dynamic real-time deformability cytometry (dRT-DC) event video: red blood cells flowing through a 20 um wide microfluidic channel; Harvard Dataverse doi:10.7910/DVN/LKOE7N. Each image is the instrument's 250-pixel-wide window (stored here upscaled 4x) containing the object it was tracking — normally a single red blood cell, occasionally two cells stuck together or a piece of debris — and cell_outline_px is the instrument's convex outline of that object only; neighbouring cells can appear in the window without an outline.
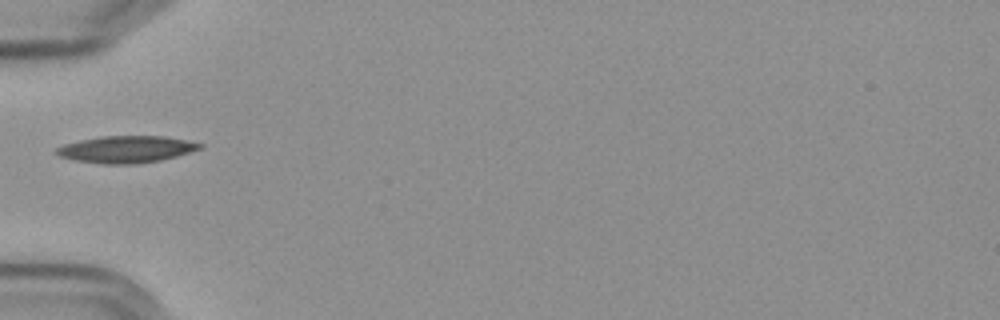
{"species": "Egyptian fruit bat (a non-hibernating species)", "species_latin": "Rousettus aegyptiacus", "temperature_condition": "cold", "stored_images_in_passage": 38, "camera_frame_rate_fps": 3000, "um_per_image_px": 0.085, "frame": {"image": 1, "passage_image": 1, "time_ms": 0.0, "image_size_px": [1000, 320], "cell_outline_px": [[204, 148], [176, 156], [160, 160], [132, 164], [104, 164], [72, 160], [60, 156], [52, 152], [56, 148], [64, 144], [80, 140], [100, 136], [164, 136], [204, 144]], "centroid_in_image_um": [10.7, 12.69], "position_along_channel_um": 74.3, "area_um2": 22.54}}
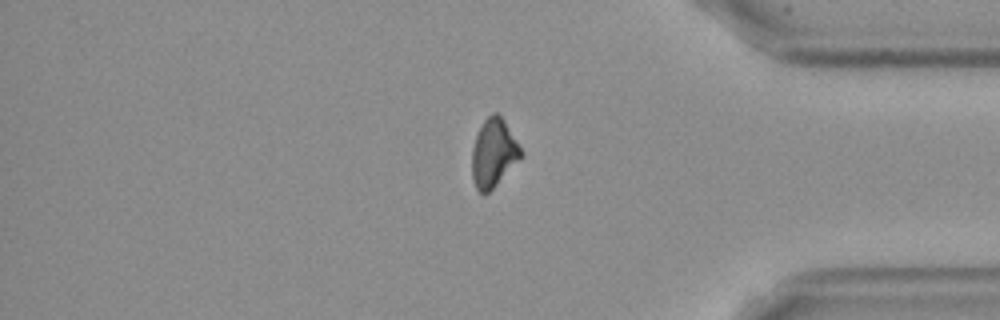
{"frame": {"image": 2, "passage_image": 29, "time_ms": 9.333, "image_size_px": [1000, 320], "cell_outline_px": [[524, 156], [488, 192], [480, 192], [476, 188], [472, 180], [472, 148], [476, 136], [484, 120], [492, 112], [496, 112], [504, 120], [524, 152]], "centroid_in_image_um": [41.97, 13.0], "position_along_channel_um": 393.2, "area_um2": 19.36}}
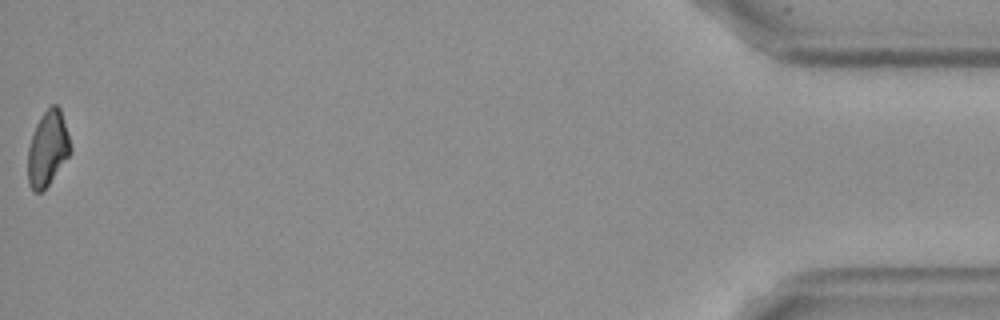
{"frame": {"image": 3, "passage_image": 38, "time_ms": 12.333, "image_size_px": [1000, 320], "cell_outline_px": [[72, 152], [48, 184], [40, 192], [32, 192], [28, 184], [28, 148], [36, 124], [40, 116], [52, 104], [56, 104], [60, 108], [72, 148]], "centroid_in_image_um": [4.05, 12.63], "position_along_channel_um": 431.2, "area_um2": 18.5}, "authors_computed_cell_mechanics": {"area_um2": 20.2878, "velocity_mm_per_s": 3.6088, "shape_relaxation_time_tau1_ms": 5.4073, "shape_relaxation_time_tau2_ms": null, "deformation_change_tau1": 0.1682, "deformation_change_tau2": null}}